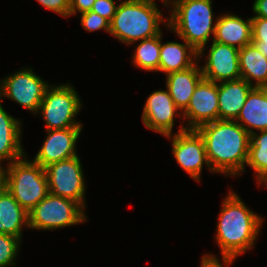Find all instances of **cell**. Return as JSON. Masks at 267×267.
Masks as SVG:
<instances>
[{"instance_id": "obj_18", "label": "cell", "mask_w": 267, "mask_h": 267, "mask_svg": "<svg viewBox=\"0 0 267 267\" xmlns=\"http://www.w3.org/2000/svg\"><path fill=\"white\" fill-rule=\"evenodd\" d=\"M236 120L243 122L240 121L239 124L249 135L254 133L252 128L260 131L267 130V87L254 86L250 90Z\"/></svg>"}, {"instance_id": "obj_3", "label": "cell", "mask_w": 267, "mask_h": 267, "mask_svg": "<svg viewBox=\"0 0 267 267\" xmlns=\"http://www.w3.org/2000/svg\"><path fill=\"white\" fill-rule=\"evenodd\" d=\"M154 0L121 2L110 22V32L126 44L159 35V22H164Z\"/></svg>"}, {"instance_id": "obj_5", "label": "cell", "mask_w": 267, "mask_h": 267, "mask_svg": "<svg viewBox=\"0 0 267 267\" xmlns=\"http://www.w3.org/2000/svg\"><path fill=\"white\" fill-rule=\"evenodd\" d=\"M1 171L8 191L28 213L49 194L45 169L33 161L21 158Z\"/></svg>"}, {"instance_id": "obj_21", "label": "cell", "mask_w": 267, "mask_h": 267, "mask_svg": "<svg viewBox=\"0 0 267 267\" xmlns=\"http://www.w3.org/2000/svg\"><path fill=\"white\" fill-rule=\"evenodd\" d=\"M167 42L160 48L159 70L166 74L182 71L192 67V57L198 58V52L188 43ZM189 49V52H187ZM192 56V57H191Z\"/></svg>"}, {"instance_id": "obj_31", "label": "cell", "mask_w": 267, "mask_h": 267, "mask_svg": "<svg viewBox=\"0 0 267 267\" xmlns=\"http://www.w3.org/2000/svg\"><path fill=\"white\" fill-rule=\"evenodd\" d=\"M255 17H262L267 19V0H256L253 5Z\"/></svg>"}, {"instance_id": "obj_11", "label": "cell", "mask_w": 267, "mask_h": 267, "mask_svg": "<svg viewBox=\"0 0 267 267\" xmlns=\"http://www.w3.org/2000/svg\"><path fill=\"white\" fill-rule=\"evenodd\" d=\"M183 114L184 118H189L188 129H197L203 124L218 120V84L203 78Z\"/></svg>"}, {"instance_id": "obj_28", "label": "cell", "mask_w": 267, "mask_h": 267, "mask_svg": "<svg viewBox=\"0 0 267 267\" xmlns=\"http://www.w3.org/2000/svg\"><path fill=\"white\" fill-rule=\"evenodd\" d=\"M117 6L113 0H96L91 11L111 22L116 13Z\"/></svg>"}, {"instance_id": "obj_17", "label": "cell", "mask_w": 267, "mask_h": 267, "mask_svg": "<svg viewBox=\"0 0 267 267\" xmlns=\"http://www.w3.org/2000/svg\"><path fill=\"white\" fill-rule=\"evenodd\" d=\"M166 86L174 104L185 111L198 83L204 78L201 68L192 67L167 74Z\"/></svg>"}, {"instance_id": "obj_7", "label": "cell", "mask_w": 267, "mask_h": 267, "mask_svg": "<svg viewBox=\"0 0 267 267\" xmlns=\"http://www.w3.org/2000/svg\"><path fill=\"white\" fill-rule=\"evenodd\" d=\"M80 103L77 92L69 84L48 87L39 106L47 130L82 127L80 122L74 120L81 109Z\"/></svg>"}, {"instance_id": "obj_19", "label": "cell", "mask_w": 267, "mask_h": 267, "mask_svg": "<svg viewBox=\"0 0 267 267\" xmlns=\"http://www.w3.org/2000/svg\"><path fill=\"white\" fill-rule=\"evenodd\" d=\"M20 122L5 112L0 98V161L9 159L11 163V161L14 162L24 157L20 141Z\"/></svg>"}, {"instance_id": "obj_22", "label": "cell", "mask_w": 267, "mask_h": 267, "mask_svg": "<svg viewBox=\"0 0 267 267\" xmlns=\"http://www.w3.org/2000/svg\"><path fill=\"white\" fill-rule=\"evenodd\" d=\"M22 225H29L28 212L6 189L0 196V234H9L21 239Z\"/></svg>"}, {"instance_id": "obj_4", "label": "cell", "mask_w": 267, "mask_h": 267, "mask_svg": "<svg viewBox=\"0 0 267 267\" xmlns=\"http://www.w3.org/2000/svg\"><path fill=\"white\" fill-rule=\"evenodd\" d=\"M211 3V0H173L174 10L167 23L200 57L210 33L213 36L215 33Z\"/></svg>"}, {"instance_id": "obj_2", "label": "cell", "mask_w": 267, "mask_h": 267, "mask_svg": "<svg viewBox=\"0 0 267 267\" xmlns=\"http://www.w3.org/2000/svg\"><path fill=\"white\" fill-rule=\"evenodd\" d=\"M222 206L216 241L221 247L224 263L231 264L239 254L252 248L259 233L262 218L249 210L232 191Z\"/></svg>"}, {"instance_id": "obj_8", "label": "cell", "mask_w": 267, "mask_h": 267, "mask_svg": "<svg viewBox=\"0 0 267 267\" xmlns=\"http://www.w3.org/2000/svg\"><path fill=\"white\" fill-rule=\"evenodd\" d=\"M49 193L54 196L71 199L83 208L84 203V175L78 156L62 160L45 167Z\"/></svg>"}, {"instance_id": "obj_25", "label": "cell", "mask_w": 267, "mask_h": 267, "mask_svg": "<svg viewBox=\"0 0 267 267\" xmlns=\"http://www.w3.org/2000/svg\"><path fill=\"white\" fill-rule=\"evenodd\" d=\"M20 240L13 235L0 234V267L15 264L14 258L17 255Z\"/></svg>"}, {"instance_id": "obj_15", "label": "cell", "mask_w": 267, "mask_h": 267, "mask_svg": "<svg viewBox=\"0 0 267 267\" xmlns=\"http://www.w3.org/2000/svg\"><path fill=\"white\" fill-rule=\"evenodd\" d=\"M254 85L244 79L222 81L218 84V110L220 120H236L247 95Z\"/></svg>"}, {"instance_id": "obj_12", "label": "cell", "mask_w": 267, "mask_h": 267, "mask_svg": "<svg viewBox=\"0 0 267 267\" xmlns=\"http://www.w3.org/2000/svg\"><path fill=\"white\" fill-rule=\"evenodd\" d=\"M201 71L204 79L215 83L240 79L239 49L213 41Z\"/></svg>"}, {"instance_id": "obj_32", "label": "cell", "mask_w": 267, "mask_h": 267, "mask_svg": "<svg viewBox=\"0 0 267 267\" xmlns=\"http://www.w3.org/2000/svg\"><path fill=\"white\" fill-rule=\"evenodd\" d=\"M201 267H223L216 256L204 255L202 258Z\"/></svg>"}, {"instance_id": "obj_34", "label": "cell", "mask_w": 267, "mask_h": 267, "mask_svg": "<svg viewBox=\"0 0 267 267\" xmlns=\"http://www.w3.org/2000/svg\"><path fill=\"white\" fill-rule=\"evenodd\" d=\"M168 1H169V0H163L164 5L168 6V5H167V4H168Z\"/></svg>"}, {"instance_id": "obj_23", "label": "cell", "mask_w": 267, "mask_h": 267, "mask_svg": "<svg viewBox=\"0 0 267 267\" xmlns=\"http://www.w3.org/2000/svg\"><path fill=\"white\" fill-rule=\"evenodd\" d=\"M250 135L247 163L257 173L258 182L267 184V130Z\"/></svg>"}, {"instance_id": "obj_6", "label": "cell", "mask_w": 267, "mask_h": 267, "mask_svg": "<svg viewBox=\"0 0 267 267\" xmlns=\"http://www.w3.org/2000/svg\"><path fill=\"white\" fill-rule=\"evenodd\" d=\"M82 208L71 199L49 193L28 213V227L51 230L84 222L86 216Z\"/></svg>"}, {"instance_id": "obj_24", "label": "cell", "mask_w": 267, "mask_h": 267, "mask_svg": "<svg viewBox=\"0 0 267 267\" xmlns=\"http://www.w3.org/2000/svg\"><path fill=\"white\" fill-rule=\"evenodd\" d=\"M161 33L155 37L141 40L133 56L135 66L147 71H158L160 61Z\"/></svg>"}, {"instance_id": "obj_13", "label": "cell", "mask_w": 267, "mask_h": 267, "mask_svg": "<svg viewBox=\"0 0 267 267\" xmlns=\"http://www.w3.org/2000/svg\"><path fill=\"white\" fill-rule=\"evenodd\" d=\"M82 127L47 130L48 136L33 162L42 168L77 156L75 143Z\"/></svg>"}, {"instance_id": "obj_20", "label": "cell", "mask_w": 267, "mask_h": 267, "mask_svg": "<svg viewBox=\"0 0 267 267\" xmlns=\"http://www.w3.org/2000/svg\"><path fill=\"white\" fill-rule=\"evenodd\" d=\"M239 64L241 79L250 85L254 79L255 87H267V58L259 52L254 43L239 49Z\"/></svg>"}, {"instance_id": "obj_1", "label": "cell", "mask_w": 267, "mask_h": 267, "mask_svg": "<svg viewBox=\"0 0 267 267\" xmlns=\"http://www.w3.org/2000/svg\"><path fill=\"white\" fill-rule=\"evenodd\" d=\"M203 137L211 172L237 175L247 163L250 135L234 120H216L196 129Z\"/></svg>"}, {"instance_id": "obj_27", "label": "cell", "mask_w": 267, "mask_h": 267, "mask_svg": "<svg viewBox=\"0 0 267 267\" xmlns=\"http://www.w3.org/2000/svg\"><path fill=\"white\" fill-rule=\"evenodd\" d=\"M81 25L89 32L104 29L110 32V22L93 11L81 13Z\"/></svg>"}, {"instance_id": "obj_33", "label": "cell", "mask_w": 267, "mask_h": 267, "mask_svg": "<svg viewBox=\"0 0 267 267\" xmlns=\"http://www.w3.org/2000/svg\"><path fill=\"white\" fill-rule=\"evenodd\" d=\"M7 189L6 179L3 172L0 169V196Z\"/></svg>"}, {"instance_id": "obj_14", "label": "cell", "mask_w": 267, "mask_h": 267, "mask_svg": "<svg viewBox=\"0 0 267 267\" xmlns=\"http://www.w3.org/2000/svg\"><path fill=\"white\" fill-rule=\"evenodd\" d=\"M177 110L168 90L154 91L146 101L142 120L147 128L171 138L174 115Z\"/></svg>"}, {"instance_id": "obj_9", "label": "cell", "mask_w": 267, "mask_h": 267, "mask_svg": "<svg viewBox=\"0 0 267 267\" xmlns=\"http://www.w3.org/2000/svg\"><path fill=\"white\" fill-rule=\"evenodd\" d=\"M1 95L9 97L23 107L39 112L46 89L49 87L31 69H24L2 80L0 84Z\"/></svg>"}, {"instance_id": "obj_26", "label": "cell", "mask_w": 267, "mask_h": 267, "mask_svg": "<svg viewBox=\"0 0 267 267\" xmlns=\"http://www.w3.org/2000/svg\"><path fill=\"white\" fill-rule=\"evenodd\" d=\"M252 21V43L259 52L267 58V19L253 17Z\"/></svg>"}, {"instance_id": "obj_10", "label": "cell", "mask_w": 267, "mask_h": 267, "mask_svg": "<svg viewBox=\"0 0 267 267\" xmlns=\"http://www.w3.org/2000/svg\"><path fill=\"white\" fill-rule=\"evenodd\" d=\"M172 141L173 154L177 163L194 180L200 181L203 163L210 168L203 137L196 129L180 127Z\"/></svg>"}, {"instance_id": "obj_29", "label": "cell", "mask_w": 267, "mask_h": 267, "mask_svg": "<svg viewBox=\"0 0 267 267\" xmlns=\"http://www.w3.org/2000/svg\"><path fill=\"white\" fill-rule=\"evenodd\" d=\"M47 9H50L64 17L69 16L70 0H37Z\"/></svg>"}, {"instance_id": "obj_16", "label": "cell", "mask_w": 267, "mask_h": 267, "mask_svg": "<svg viewBox=\"0 0 267 267\" xmlns=\"http://www.w3.org/2000/svg\"><path fill=\"white\" fill-rule=\"evenodd\" d=\"M213 41L243 48L252 42V21L249 18L244 21L235 15H223L217 17Z\"/></svg>"}, {"instance_id": "obj_30", "label": "cell", "mask_w": 267, "mask_h": 267, "mask_svg": "<svg viewBox=\"0 0 267 267\" xmlns=\"http://www.w3.org/2000/svg\"><path fill=\"white\" fill-rule=\"evenodd\" d=\"M95 1L96 0H70L69 16L77 12L84 13L91 11Z\"/></svg>"}]
</instances>
